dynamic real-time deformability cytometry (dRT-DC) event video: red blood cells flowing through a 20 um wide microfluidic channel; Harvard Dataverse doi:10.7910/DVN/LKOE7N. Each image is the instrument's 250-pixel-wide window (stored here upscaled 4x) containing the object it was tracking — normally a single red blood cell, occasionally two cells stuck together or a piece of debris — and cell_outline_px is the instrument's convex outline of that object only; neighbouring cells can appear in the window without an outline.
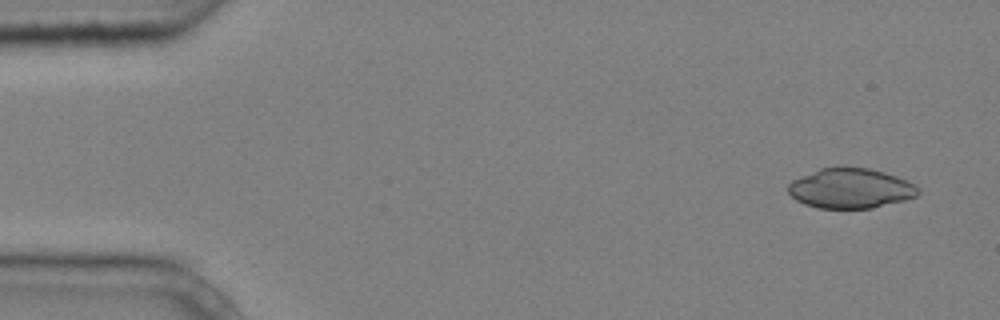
{"species": "common noctule bat (a hibernating species)", "species_latin": "Nyctalus noctula", "temperature_condition": "cold", "stored_images_in_passage": 2, "segment_of_instrument_passage": [2, 2], "camera_frame_rate_fps": 3000, "um_per_image_px": 0.085, "animal": {"sex": "male", "body_mass_g": 20.4}, "frame": {"image": 1, "passage_image": 2, "time_ms": 0.333, "image_size_px": [1000, 320], "cell_outline_px": [[920, 192], [916, 196], [904, 200], [872, 208], [816, 208], [804, 204], [796, 200], [788, 192], [788, 184], [792, 180], [800, 176], [820, 168], [836, 164], [840, 164], [868, 168], [884, 172], [896, 176], [912, 184]], "centroid_in_image_um": [72.23, 15.98], "position_along_channel_um": 12.8, "area_um2": 30.63}}